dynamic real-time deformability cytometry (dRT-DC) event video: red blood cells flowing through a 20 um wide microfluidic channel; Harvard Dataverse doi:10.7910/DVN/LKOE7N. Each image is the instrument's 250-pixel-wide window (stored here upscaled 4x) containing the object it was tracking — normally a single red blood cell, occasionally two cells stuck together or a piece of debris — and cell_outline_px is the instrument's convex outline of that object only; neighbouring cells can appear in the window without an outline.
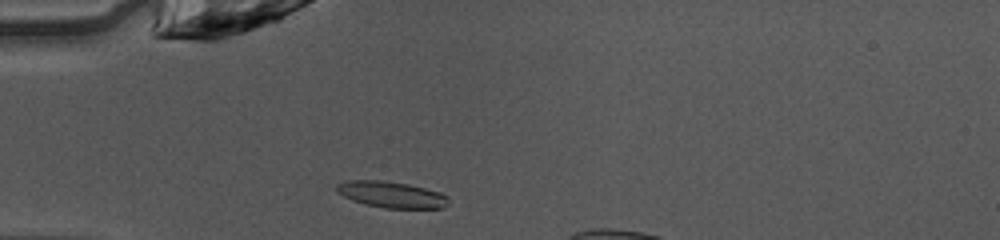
{"species": "common noctule bat (a hibernating species)", "species_latin": "Nyctalus noctula", "temperature_condition": "warm", "stored_images_in_passage": 7, "camera_frame_rate_fps": 3000, "um_per_image_px": 0.085, "animal": {"sex": "female", "body_mass_g": 10.0, "forearm_length_mm": 53.1}, "frame": {"image": 1, "passage_image": 2, "time_ms": 0.333, "image_size_px": [1000, 240], "cell_outline_px": [[448, 204], [444, 208], [384, 208], [364, 204], [352, 200], [344, 196], [336, 188], [336, 184], [348, 180], [384, 180], [408, 184], [440, 192], [448, 196]], "centroid_in_image_um": [33.29, 16.54], "position_along_channel_um": 51.7, "area_um2": 17.11}}